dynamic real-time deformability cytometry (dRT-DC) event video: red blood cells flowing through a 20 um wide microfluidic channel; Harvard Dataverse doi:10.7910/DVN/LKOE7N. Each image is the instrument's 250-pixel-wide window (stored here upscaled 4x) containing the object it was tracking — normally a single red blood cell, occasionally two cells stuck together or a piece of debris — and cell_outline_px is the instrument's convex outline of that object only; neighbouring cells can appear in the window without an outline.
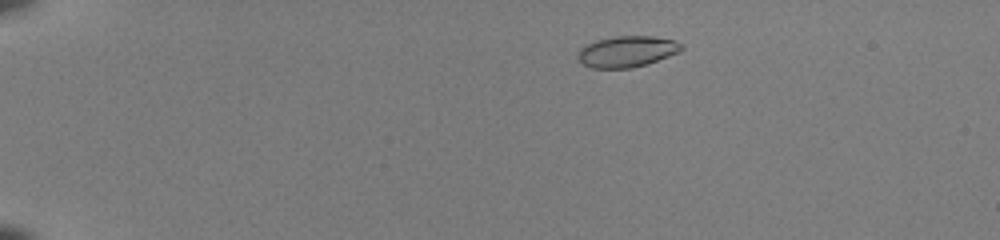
{"species": "common noctule bat (a hibernating species)", "species_latin": "Nyctalus noctula", "temperature_condition": "room temperature", "stored_images_in_passage": 48, "camera_frame_rate_fps": 3000, "um_per_image_px": 0.085, "animal": {"sex": "female", "body_mass_g": 22.0, "forearm_length_mm": 56.7}, "frame": {"image": 1, "passage_image": 7, "time_ms": 2.0, "image_size_px": [1000, 240], "cell_outline_px": [[684, 48], [680, 52], [648, 64], [632, 68], [592, 68], [584, 64], [576, 56], [580, 48], [584, 44], [596, 40], [616, 36], [652, 36], [672, 40], [684, 44]], "centroid_in_image_um": [53.3, 4.38], "position_along_channel_um": 31.7, "area_um2": 18.96}}
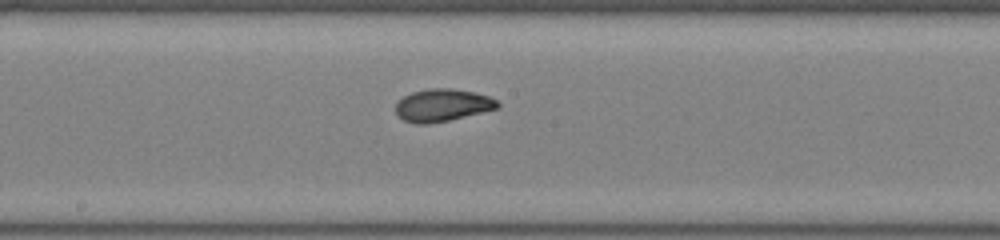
{"frame": {"image": 2, "passage_image": 27, "time_ms": 8.667, "image_size_px": [1000, 240], "cell_outline_px": [[500, 104], [496, 108], [448, 120], [428, 124], [416, 124], [404, 120], [396, 116], [396, 104], [404, 96], [412, 92], [432, 88], [452, 88], [476, 92], [488, 96], [496, 100]], "centroid_in_image_um": [37.57, 8.93], "position_along_channel_um": 210.6, "area_um2": 19.07}}
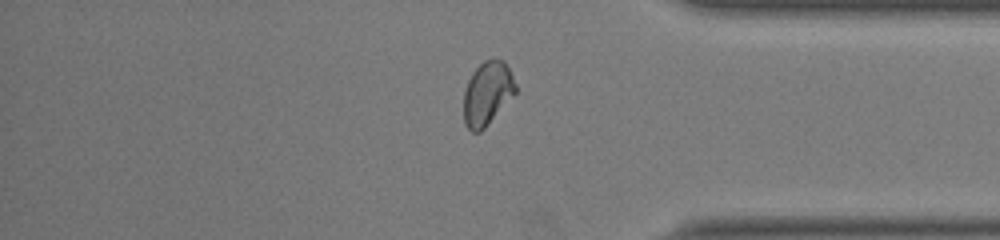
{"frame": {"image": 3, "passage_image": 41, "time_ms": 13.333, "image_size_px": [1000, 240], "cell_outline_px": [[516, 92], [484, 128], [480, 132], [472, 132], [464, 124], [464, 92], [468, 80], [472, 72], [484, 60], [504, 60], [516, 84]], "centroid_in_image_um": [41.4, 7.94], "position_along_channel_um": 393.8, "area_um2": 18.9}, "authors_computed_cell_mechanics": {"area_um2": 19.1029, "velocity_mm_per_s": 4.0928, "shape_relaxation_time_tau1_ms": 6.0019, "shape_relaxation_time_tau2_ms": 1.068, "deformation_change_tau1": 0.1846, "deformation_change_tau2": 0.0551}}